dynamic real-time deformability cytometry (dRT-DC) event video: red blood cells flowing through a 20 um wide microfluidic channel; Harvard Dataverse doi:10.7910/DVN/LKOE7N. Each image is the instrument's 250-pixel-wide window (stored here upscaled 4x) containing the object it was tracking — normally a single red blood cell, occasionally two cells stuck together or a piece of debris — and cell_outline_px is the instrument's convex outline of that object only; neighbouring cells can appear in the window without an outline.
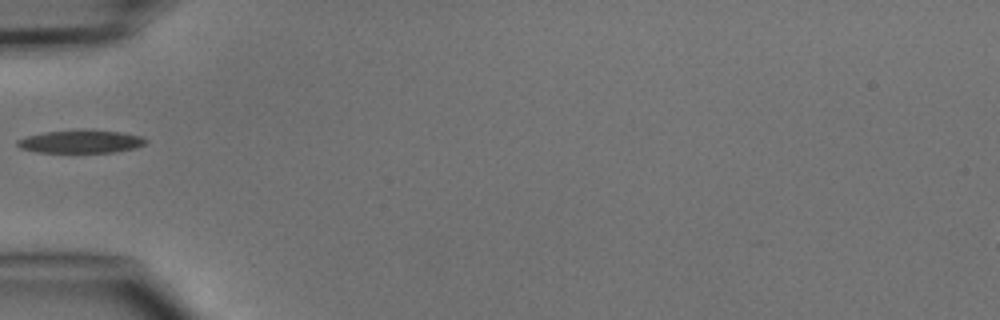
{"species": "common noctule bat (a hibernating species)", "species_latin": "Nyctalus noctula", "temperature_condition": "cold", "stored_images_in_passage": 2, "camera_frame_rate_fps": 3000, "um_per_image_px": 0.085, "animal": {"sex": "male", "body_mass_g": 15.6}, "frame": {"image": 1, "passage_image": 2, "time_ms": 1.333, "image_size_px": [1000, 320], "cell_outline_px": [[148, 140], [144, 144], [136, 148], [112, 152], [36, 152], [20, 148], [16, 144], [16, 140], [28, 136], [44, 132], [120, 132], [140, 136]], "centroid_in_image_um": [6.84, 12.07], "position_along_channel_um": 78.2, "area_um2": 16.3}}